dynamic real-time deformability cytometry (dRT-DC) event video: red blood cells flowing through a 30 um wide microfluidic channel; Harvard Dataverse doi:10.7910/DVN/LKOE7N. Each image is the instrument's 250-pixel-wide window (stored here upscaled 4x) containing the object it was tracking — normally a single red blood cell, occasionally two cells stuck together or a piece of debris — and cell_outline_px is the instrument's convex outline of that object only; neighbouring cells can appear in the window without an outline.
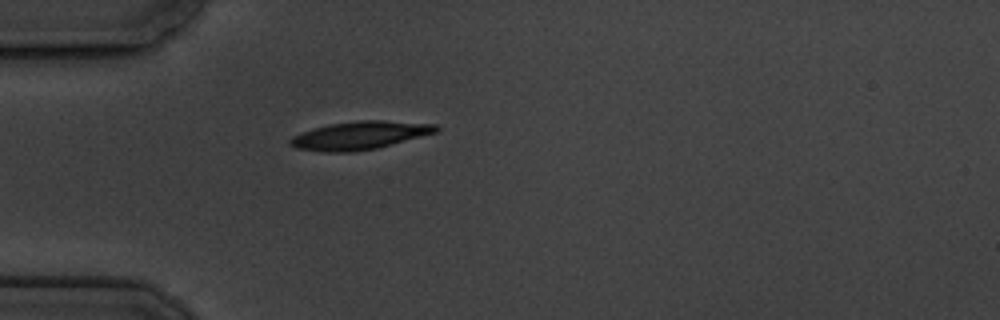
{"species": "common noctule bat (a hibernating species)", "species_latin": "Nyctalus noctula", "temperature_condition": "cold", "stored_images_in_passage": 1, "camera_frame_rate_fps": 3000, "um_per_image_px": 0.085, "animal": {"sex": "male", "body_mass_g": 19.5, "forearm_length_mm": 54.6}, "frame": {"image": 1, "passage_image": 1, "time_ms": 0.0, "image_size_px": [1000, 320], "cell_outline_px": [[440, 128], [436, 132], [376, 148], [352, 152], [324, 152], [296, 148], [288, 144], [288, 140], [292, 136], [300, 132], [312, 128], [332, 124], [360, 120], [384, 120], [436, 124]], "centroid_in_image_um": [30.53, 11.51], "position_along_channel_um": 54.5, "area_um2": 23.81}}